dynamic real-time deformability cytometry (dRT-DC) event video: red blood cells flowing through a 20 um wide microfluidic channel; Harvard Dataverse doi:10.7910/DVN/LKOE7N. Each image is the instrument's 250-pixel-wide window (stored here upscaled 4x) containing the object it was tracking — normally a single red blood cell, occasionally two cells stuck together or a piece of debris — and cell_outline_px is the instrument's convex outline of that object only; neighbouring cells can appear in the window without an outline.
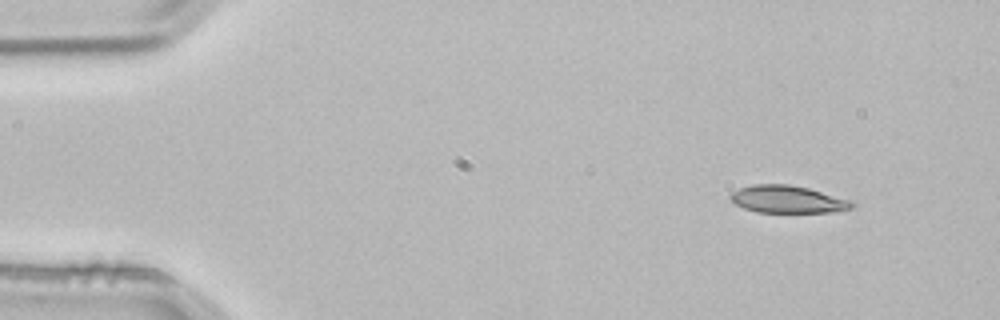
{"species": "common noctule bat (a hibernating species)", "species_latin": "Nyctalus noctula", "temperature_condition": "room temperature", "stored_images_in_passage": 3, "camera_frame_rate_fps": 3000, "um_per_image_px": 0.085, "animal": {"sex": "male", "body_mass_g": 21.5, "forearm_length_mm": 52.0}, "frame": {"image": 1, "passage_image": 1, "time_ms": 0.0, "image_size_px": [1000, 320], "cell_outline_px": [[856, 204], [852, 208], [832, 212], [756, 212], [744, 208], [736, 204], [728, 196], [732, 192], [740, 188], [752, 184], [788, 184], [808, 188], [848, 200]], "centroid_in_image_um": [66.91, 16.94], "position_along_channel_um": 18.1, "area_um2": 19.19}}
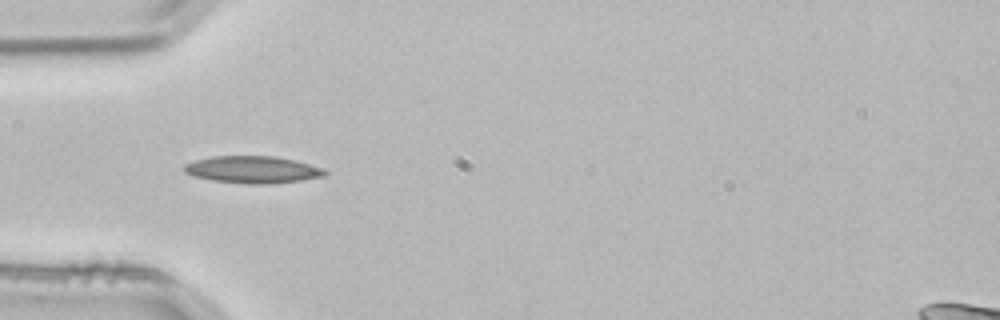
{"frame": {"image": 2, "passage_image": 3, "time_ms": 0.667, "image_size_px": [1000, 320], "cell_outline_px": [[328, 172], [324, 176], [300, 180], [268, 184], [248, 184], [212, 180], [192, 176], [184, 172], [180, 168], [184, 164], [196, 160], [212, 156], [276, 156], [296, 160], [324, 168]], "centroid_in_image_um": [21.45, 14.41], "position_along_channel_um": 63.5, "area_um2": 22.43}}